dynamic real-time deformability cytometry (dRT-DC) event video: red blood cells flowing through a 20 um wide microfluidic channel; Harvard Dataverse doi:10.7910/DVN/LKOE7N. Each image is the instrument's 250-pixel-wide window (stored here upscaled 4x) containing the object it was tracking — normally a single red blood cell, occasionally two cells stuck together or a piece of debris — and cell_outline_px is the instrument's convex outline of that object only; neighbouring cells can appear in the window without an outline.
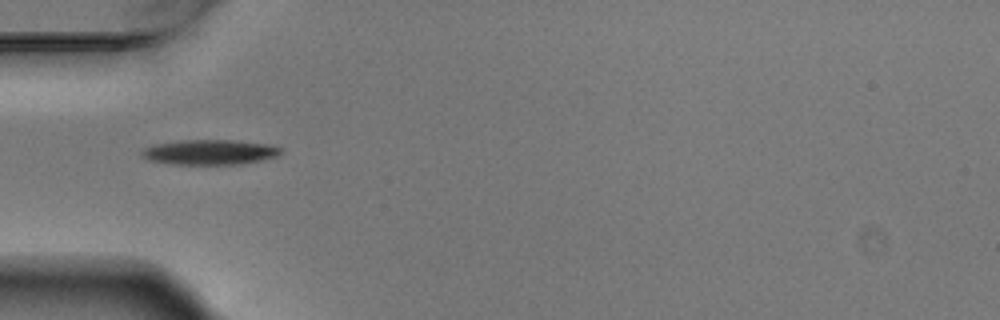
{"species": "Egyptian fruit bat (a non-hibernating species)", "species_latin": "Rousettus aegyptiacus", "temperature_condition": "warm", "stored_images_in_passage": 7, "camera_frame_rate_fps": 3000, "um_per_image_px": 0.085, "animal": {"sex": "male"}, "frame": {"image": 1, "passage_image": 5, "time_ms": 1.333, "image_size_px": [1000, 320], "cell_outline_px": [[280, 152], [276, 156], [260, 160], [240, 164], [172, 164], [148, 160], [140, 156], [140, 152], [144, 148], [156, 144], [180, 140], [232, 140], [268, 144], [280, 148]], "centroid_in_image_um": [17.76, 12.93], "position_along_channel_um": 67.2, "area_um2": 20.11}}
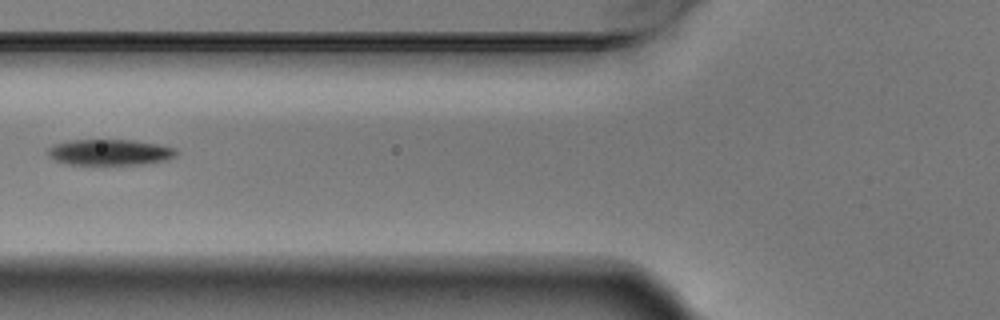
{"frame": {"image": 2, "passage_image": 6, "time_ms": 1.667, "image_size_px": [1000, 320], "cell_outline_px": [[176, 152], [168, 160], [140, 164], [64, 164], [52, 160], [48, 156], [48, 148], [52, 144], [72, 140], [132, 140], [156, 144], [176, 148]], "centroid_in_image_um": [9.25, 12.94], "position_along_channel_um": 116.5, "area_um2": 19.31}}
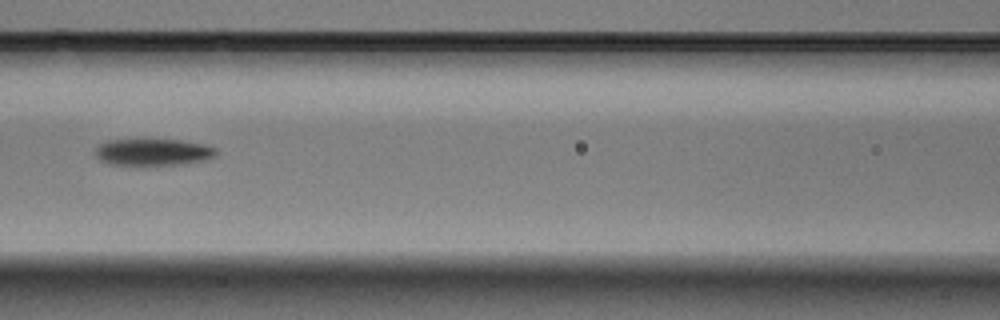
{"frame": {"image": 3, "passage_image": 7, "time_ms": 2.0, "image_size_px": [1000, 320], "cell_outline_px": [[216, 156], [204, 160], [184, 164], [108, 164], [100, 160], [92, 152], [96, 144], [108, 140], [180, 140], [204, 144], [216, 148]], "centroid_in_image_um": [12.96, 12.92], "position_along_channel_um": 153.6, "area_um2": 18.84}}